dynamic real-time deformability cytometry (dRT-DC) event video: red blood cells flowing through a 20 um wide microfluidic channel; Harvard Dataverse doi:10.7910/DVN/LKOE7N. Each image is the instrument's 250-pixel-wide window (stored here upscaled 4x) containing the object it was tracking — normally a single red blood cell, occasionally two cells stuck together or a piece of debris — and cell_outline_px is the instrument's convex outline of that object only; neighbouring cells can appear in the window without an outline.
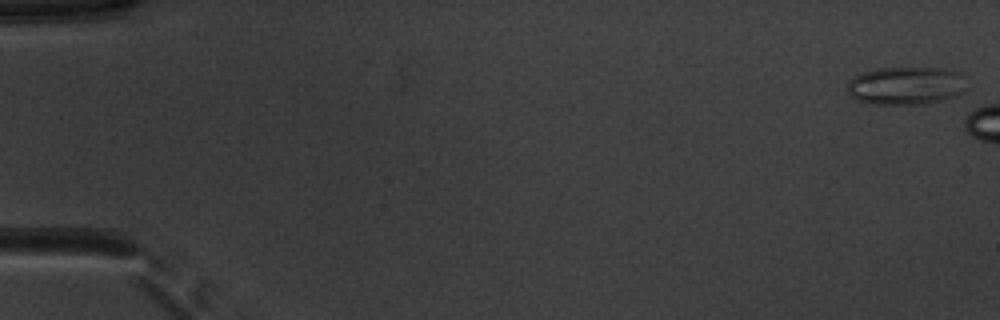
{"species": "common noctule bat (a hibernating species)", "species_latin": "Nyctalus noctula", "temperature_condition": "warm", "stored_images_in_passage": 5, "segment_of_instrument_passage": [1, 2], "camera_frame_rate_fps": 3000, "um_per_image_px": 0.085, "animal": {"sex": "male", "body_mass_g": 20.1, "forearm_length_mm": 53.5}, "frame": {"image": 1, "passage_image": 1, "time_ms": 0.0, "image_size_px": [1000, 320], "cell_outline_px": [[964, 92], [956, 96], [924, 104], [872, 104], [856, 100], [848, 92], [848, 80], [852, 76], [876, 68], [944, 68], [960, 72]], "centroid_in_image_um": [76.95, 7.28], "position_along_channel_um": 8.0, "area_um2": 26.36}}